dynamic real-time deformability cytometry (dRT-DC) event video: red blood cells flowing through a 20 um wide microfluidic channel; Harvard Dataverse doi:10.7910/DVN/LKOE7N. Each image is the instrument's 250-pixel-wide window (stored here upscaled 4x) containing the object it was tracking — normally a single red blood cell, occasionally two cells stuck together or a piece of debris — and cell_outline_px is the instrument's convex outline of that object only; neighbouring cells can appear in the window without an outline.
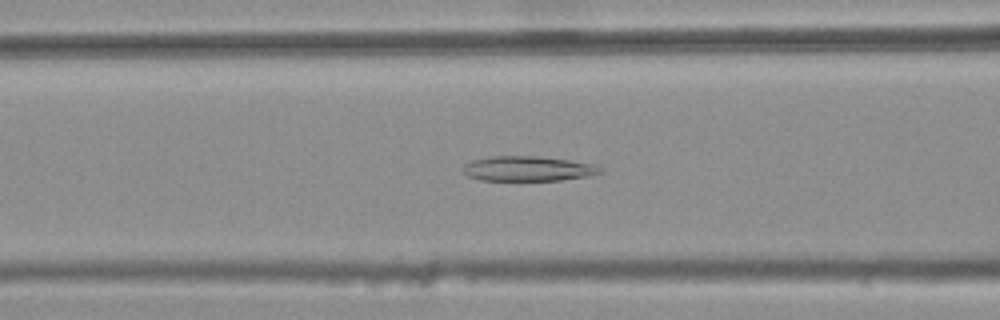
{"species": "common noctule bat (a hibernating species)", "species_latin": "Nyctalus noctula", "temperature_condition": "warm", "stored_images_in_passage": 46, "camera_frame_rate_fps": 3000, "um_per_image_px": 0.085, "animal": {"sex": "female", "body_mass_g": 25.1}, "frame": {"image": 1, "passage_image": 20, "time_ms": 6.333, "image_size_px": [1000, 320], "cell_outline_px": [[600, 172], [588, 176], [560, 180], [480, 180], [468, 176], [464, 172], [464, 164], [472, 160], [488, 156], [536, 156], [568, 160], [596, 164], [600, 168]], "centroid_in_image_um": [44.84, 14.33], "position_along_channel_um": 121.8, "area_um2": 19.77}}
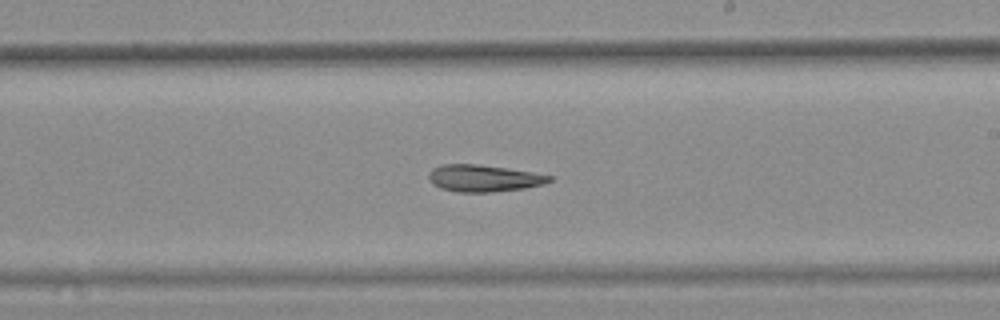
{"frame": {"image": 2, "passage_image": 30, "time_ms": 9.667, "image_size_px": [1000, 320], "cell_outline_px": [[552, 180], [544, 184], [524, 188], [492, 192], [456, 192], [440, 188], [432, 184], [428, 180], [428, 172], [432, 168], [444, 164], [476, 164], [532, 172], [552, 176]], "centroid_in_image_um": [41.06, 15.16], "position_along_channel_um": 247.9, "area_um2": 18.9}}
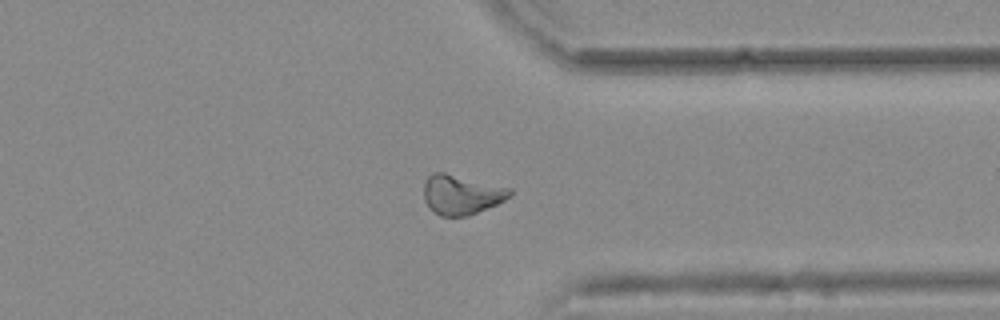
{"frame": {"image": 3, "passage_image": 40, "time_ms": 13.0, "image_size_px": [1000, 320], "cell_outline_px": [[512, 196], [496, 204], [468, 216], [440, 216], [432, 212], [424, 200], [424, 184], [428, 176], [432, 172], [444, 172], [512, 188]], "centroid_in_image_um": [39.21, 16.54], "position_along_channel_um": 372.2, "area_um2": 20.0}}